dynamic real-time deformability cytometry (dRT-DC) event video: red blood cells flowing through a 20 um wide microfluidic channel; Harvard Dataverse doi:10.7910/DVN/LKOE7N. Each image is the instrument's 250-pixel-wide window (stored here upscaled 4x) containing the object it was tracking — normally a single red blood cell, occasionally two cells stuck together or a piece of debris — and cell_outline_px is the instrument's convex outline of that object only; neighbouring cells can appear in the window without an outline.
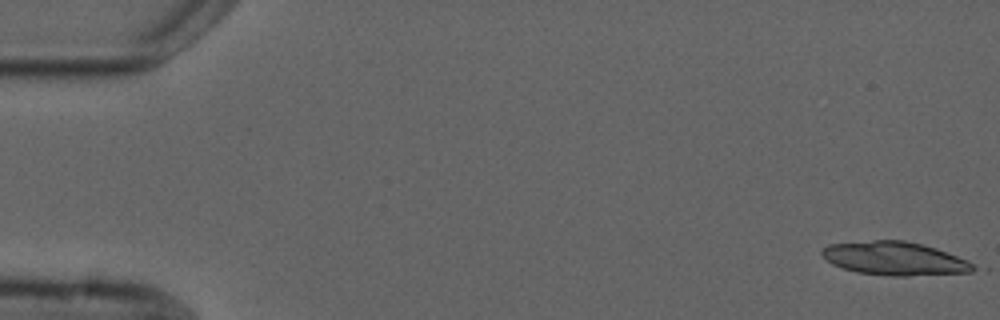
{"species": "common noctule bat (a hibernating species)", "species_latin": "Nyctalus noctula", "temperature_condition": "cold", "stored_images_in_passage": 5, "camera_frame_rate_fps": 3000, "um_per_image_px": 0.085, "animal": {"sex": "male", "forearm_length_mm": 52.5}, "frame": {"image": 1, "passage_image": 1, "time_ms": 0.0, "image_size_px": [1000, 320], "cell_outline_px": [[980, 268], [972, 272], [908, 276], [892, 276], [856, 272], [832, 264], [820, 252], [828, 244], [872, 240], [904, 240], [924, 244], [936, 248], [968, 260]], "centroid_in_image_um": [76.1, 21.97], "position_along_channel_um": 8.9, "area_um2": 29.65}}